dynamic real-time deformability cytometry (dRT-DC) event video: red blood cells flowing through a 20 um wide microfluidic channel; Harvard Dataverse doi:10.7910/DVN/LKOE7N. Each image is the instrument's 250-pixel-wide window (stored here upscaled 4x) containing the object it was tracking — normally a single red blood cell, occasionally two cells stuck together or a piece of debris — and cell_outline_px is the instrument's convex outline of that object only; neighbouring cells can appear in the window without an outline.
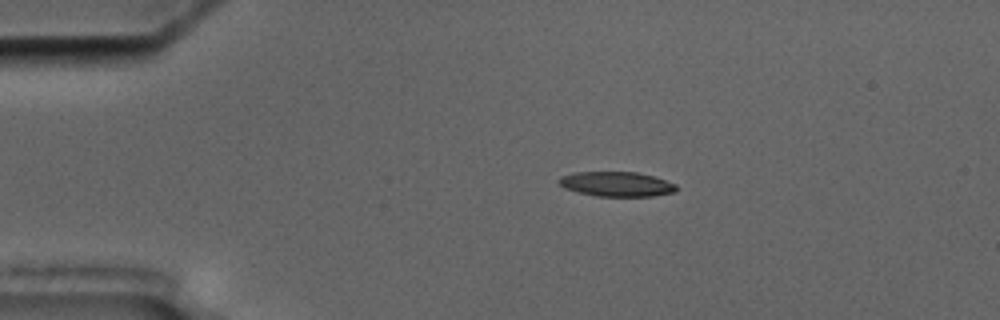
{"species": "common noctule bat (a hibernating species)", "species_latin": "Nyctalus noctula", "temperature_condition": "cold", "stored_images_in_passage": 6, "camera_frame_rate_fps": 3000, "um_per_image_px": 0.085, "animal": {"sex": "male", "body_mass_g": 17.5, "forearm_length_mm": 52.3}, "frame": {"image": 1, "passage_image": 3, "time_ms": 2.333, "image_size_px": [1000, 320], "cell_outline_px": [[680, 188], [676, 192], [652, 196], [596, 196], [564, 188], [556, 180], [560, 176], [576, 172], [636, 172], [652, 176], [676, 184]], "centroid_in_image_um": [52.42, 15.65], "position_along_channel_um": 32.6, "area_um2": 16.94}}
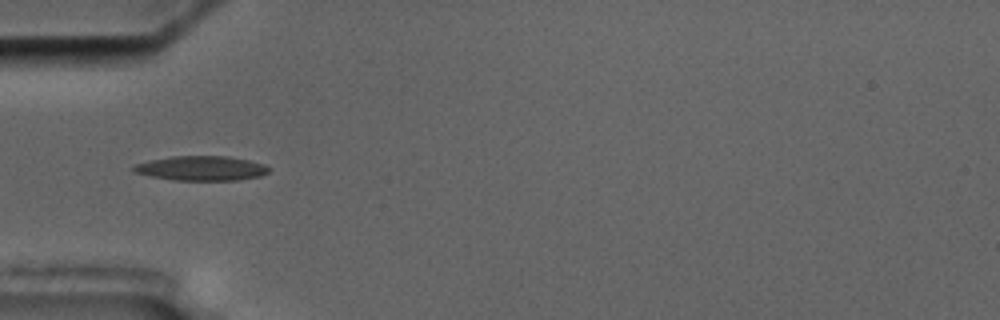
{"frame": {"image": 2, "passage_image": 5, "time_ms": 4.667, "image_size_px": [1000, 320], "cell_outline_px": [[268, 172], [260, 176], [240, 180], [172, 180], [132, 172], [132, 168], [136, 164], [152, 160], [172, 156], [228, 156], [248, 160], [264, 164], [268, 168]], "centroid_in_image_um": [17.11, 14.3], "position_along_channel_um": 67.9, "area_um2": 19.25}}
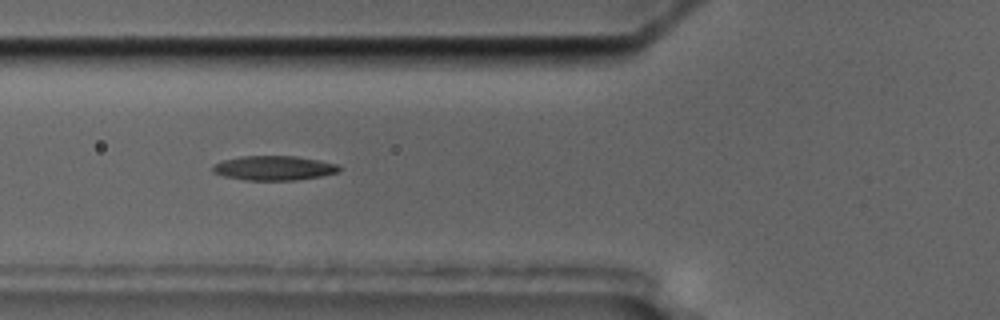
{"frame": {"image": 3, "passage_image": 6, "time_ms": 5.667, "image_size_px": [1000, 320], "cell_outline_px": [[340, 172], [320, 176], [296, 180], [244, 180], [224, 176], [212, 172], [212, 168], [216, 164], [224, 160], [240, 156], [296, 156], [320, 160], [340, 164]], "centroid_in_image_um": [23.33, 14.28], "position_along_channel_um": 102.5, "area_um2": 18.09}}